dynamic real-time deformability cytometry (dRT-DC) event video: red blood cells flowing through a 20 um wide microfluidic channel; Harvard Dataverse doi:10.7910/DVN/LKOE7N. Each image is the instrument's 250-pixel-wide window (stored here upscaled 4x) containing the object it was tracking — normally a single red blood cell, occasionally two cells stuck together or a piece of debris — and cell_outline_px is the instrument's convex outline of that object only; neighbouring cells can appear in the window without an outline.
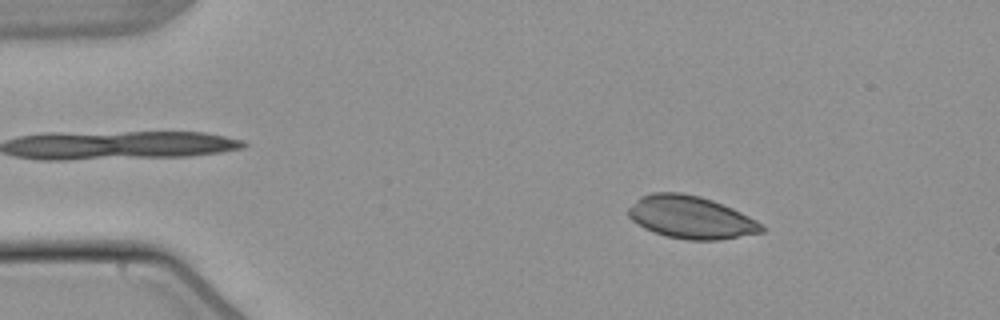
{"species": "common noctule bat (a hibernating species)", "species_latin": "Nyctalus noctula", "temperature_condition": "warm", "stored_images_in_passage": 53, "camera_frame_rate_fps": 3000, "um_per_image_px": 0.085, "animal": {"sex": "male", "body_mass_g": 21.5, "forearm_length_mm": 52.0}, "frame": {"image": 1, "passage_image": 8, "time_ms": 2.333, "image_size_px": [1000, 320], "cell_outline_px": [[764, 232], [720, 240], [688, 240], [664, 236], [644, 228], [636, 224], [628, 216], [628, 208], [640, 196], [652, 192], [680, 192], [700, 196], [712, 200], [732, 208], [756, 220], [764, 228]], "centroid_in_image_um": [58.69, 18.47], "position_along_channel_um": 26.3, "area_um2": 33.18}}
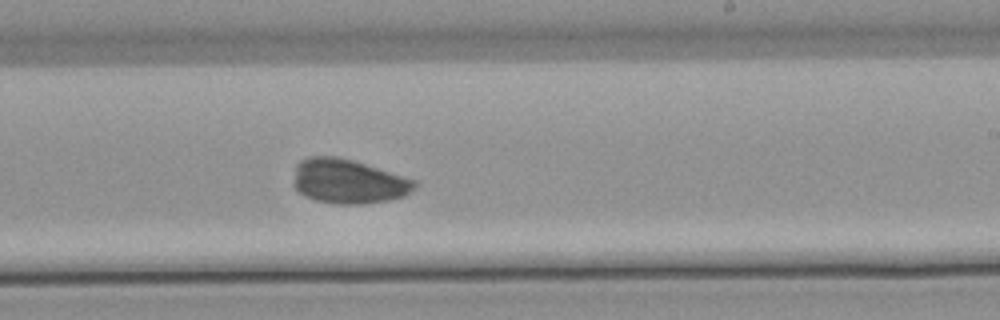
{"frame": {"image": 2, "passage_image": 32, "time_ms": 10.333, "image_size_px": [1000, 320], "cell_outline_px": [[416, 188], [404, 196], [388, 200], [360, 204], [340, 204], [316, 200], [304, 196], [292, 184], [292, 180], [296, 164], [300, 160], [308, 156], [336, 156], [352, 160], [416, 180]], "centroid_in_image_um": [29.56, 15.41], "position_along_channel_um": 259.4, "area_um2": 31.33}}
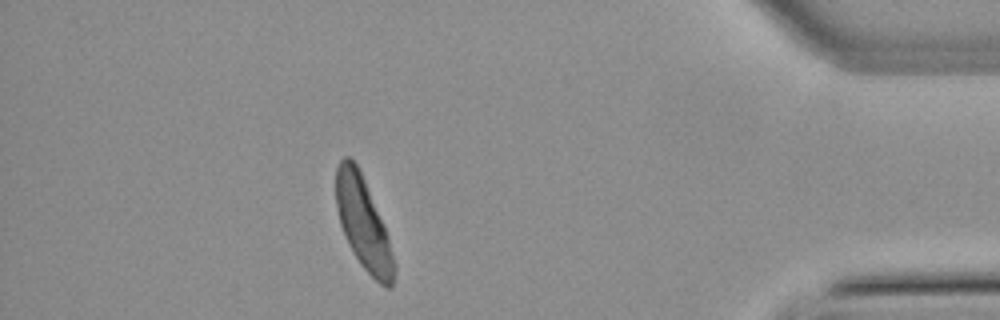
{"frame": {"image": 3, "passage_image": 47, "time_ms": 15.333, "image_size_px": [1000, 320], "cell_outline_px": [[396, 268], [392, 288], [388, 288], [380, 284], [360, 264], [348, 244], [340, 224], [336, 204], [336, 168], [340, 160], [344, 156], [348, 156], [356, 164], [364, 180], [384, 228], [396, 264]], "centroid_in_image_um": [30.86, 19.02], "position_along_channel_um": 404.3, "area_um2": 30.4}}